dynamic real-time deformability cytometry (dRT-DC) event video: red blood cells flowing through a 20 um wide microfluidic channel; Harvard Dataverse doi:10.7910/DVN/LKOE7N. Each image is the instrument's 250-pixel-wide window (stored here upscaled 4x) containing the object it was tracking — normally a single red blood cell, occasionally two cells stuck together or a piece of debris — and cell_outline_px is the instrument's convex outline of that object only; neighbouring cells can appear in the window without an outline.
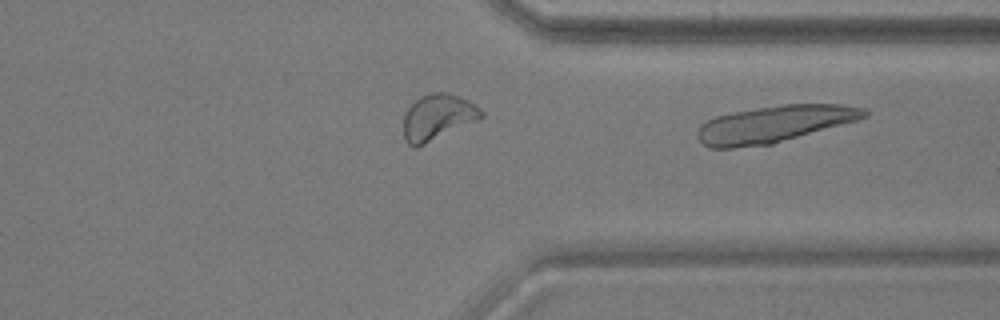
{"species": "common noctule bat (a hibernating species)", "species_latin": "Nyctalus noctula", "temperature_condition": "warm", "stored_images_in_passage": 27, "camera_frame_rate_fps": 3000, "um_per_image_px": 0.085, "animal": {"sex": "male", "body_mass_g": 17.9, "forearm_length_mm": 54.2}, "frame": {"image": 1, "passage_image": 27, "time_ms": 8.667, "image_size_px": [1000, 320], "cell_outline_px": [[872, 112], [868, 116], [860, 120], [772, 144], [732, 148], [708, 148], [696, 136], [696, 132], [700, 124], [716, 116], [732, 112], [784, 104], [840, 104], [868, 108]], "centroid_in_image_um": [65.88, 10.54], "position_along_channel_um": 345.5, "area_um2": 36.18}}